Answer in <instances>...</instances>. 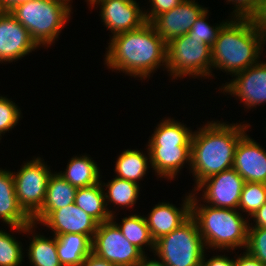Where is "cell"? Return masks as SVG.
Returning <instances> with one entry per match:
<instances>
[{
	"instance_id": "obj_1",
	"label": "cell",
	"mask_w": 266,
	"mask_h": 266,
	"mask_svg": "<svg viewBox=\"0 0 266 266\" xmlns=\"http://www.w3.org/2000/svg\"><path fill=\"white\" fill-rule=\"evenodd\" d=\"M110 39L104 60L107 68L146 80L157 68L167 67V43L148 22Z\"/></svg>"
},
{
	"instance_id": "obj_20",
	"label": "cell",
	"mask_w": 266,
	"mask_h": 266,
	"mask_svg": "<svg viewBox=\"0 0 266 266\" xmlns=\"http://www.w3.org/2000/svg\"><path fill=\"white\" fill-rule=\"evenodd\" d=\"M57 254L63 266H81L92 252V240L83 234L56 236Z\"/></svg>"
},
{
	"instance_id": "obj_25",
	"label": "cell",
	"mask_w": 266,
	"mask_h": 266,
	"mask_svg": "<svg viewBox=\"0 0 266 266\" xmlns=\"http://www.w3.org/2000/svg\"><path fill=\"white\" fill-rule=\"evenodd\" d=\"M114 217L111 216V220L118 226L122 234L131 244L139 248L144 254L146 253L144 248L147 246L152 249L151 251H154L155 241L151 236L145 216L132 214L124 217L121 225L114 221Z\"/></svg>"
},
{
	"instance_id": "obj_38",
	"label": "cell",
	"mask_w": 266,
	"mask_h": 266,
	"mask_svg": "<svg viewBox=\"0 0 266 266\" xmlns=\"http://www.w3.org/2000/svg\"><path fill=\"white\" fill-rule=\"evenodd\" d=\"M81 266H115L113 263L106 261L105 259L99 258L94 253H90Z\"/></svg>"
},
{
	"instance_id": "obj_34",
	"label": "cell",
	"mask_w": 266,
	"mask_h": 266,
	"mask_svg": "<svg viewBox=\"0 0 266 266\" xmlns=\"http://www.w3.org/2000/svg\"><path fill=\"white\" fill-rule=\"evenodd\" d=\"M151 3V11H144L145 19L150 23L158 15L170 11L179 5L183 0H149Z\"/></svg>"
},
{
	"instance_id": "obj_30",
	"label": "cell",
	"mask_w": 266,
	"mask_h": 266,
	"mask_svg": "<svg viewBox=\"0 0 266 266\" xmlns=\"http://www.w3.org/2000/svg\"><path fill=\"white\" fill-rule=\"evenodd\" d=\"M208 9L204 11L200 17L197 18L196 22L191 27V30L187 33L191 38H196L199 44H207L210 47L214 44L217 39L219 30L226 22H221L219 25L211 26L207 23ZM207 17V18H206Z\"/></svg>"
},
{
	"instance_id": "obj_33",
	"label": "cell",
	"mask_w": 266,
	"mask_h": 266,
	"mask_svg": "<svg viewBox=\"0 0 266 266\" xmlns=\"http://www.w3.org/2000/svg\"><path fill=\"white\" fill-rule=\"evenodd\" d=\"M226 2L234 4L235 9L231 18L234 16L236 19H249L256 12L260 0H226Z\"/></svg>"
},
{
	"instance_id": "obj_35",
	"label": "cell",
	"mask_w": 266,
	"mask_h": 266,
	"mask_svg": "<svg viewBox=\"0 0 266 266\" xmlns=\"http://www.w3.org/2000/svg\"><path fill=\"white\" fill-rule=\"evenodd\" d=\"M249 19L266 42V0H260L256 12Z\"/></svg>"
},
{
	"instance_id": "obj_13",
	"label": "cell",
	"mask_w": 266,
	"mask_h": 266,
	"mask_svg": "<svg viewBox=\"0 0 266 266\" xmlns=\"http://www.w3.org/2000/svg\"><path fill=\"white\" fill-rule=\"evenodd\" d=\"M233 76L235 78L221 86V92L238 97L247 109L266 103V62L258 61Z\"/></svg>"
},
{
	"instance_id": "obj_4",
	"label": "cell",
	"mask_w": 266,
	"mask_h": 266,
	"mask_svg": "<svg viewBox=\"0 0 266 266\" xmlns=\"http://www.w3.org/2000/svg\"><path fill=\"white\" fill-rule=\"evenodd\" d=\"M198 201L200 202L192 192L191 217L197 223L206 249H245L250 220H246L237 209L201 205Z\"/></svg>"
},
{
	"instance_id": "obj_23",
	"label": "cell",
	"mask_w": 266,
	"mask_h": 266,
	"mask_svg": "<svg viewBox=\"0 0 266 266\" xmlns=\"http://www.w3.org/2000/svg\"><path fill=\"white\" fill-rule=\"evenodd\" d=\"M100 168L87 155L74 156L67 164L66 170L58 172L65 180L76 188L89 187L99 183Z\"/></svg>"
},
{
	"instance_id": "obj_36",
	"label": "cell",
	"mask_w": 266,
	"mask_h": 266,
	"mask_svg": "<svg viewBox=\"0 0 266 266\" xmlns=\"http://www.w3.org/2000/svg\"><path fill=\"white\" fill-rule=\"evenodd\" d=\"M205 255L204 253L201 266H235V259H230L225 255L213 256L208 261H206Z\"/></svg>"
},
{
	"instance_id": "obj_8",
	"label": "cell",
	"mask_w": 266,
	"mask_h": 266,
	"mask_svg": "<svg viewBox=\"0 0 266 266\" xmlns=\"http://www.w3.org/2000/svg\"><path fill=\"white\" fill-rule=\"evenodd\" d=\"M165 70L176 80L190 75L209 78L212 75L211 47L199 44L196 38L188 34L176 37L167 43Z\"/></svg>"
},
{
	"instance_id": "obj_42",
	"label": "cell",
	"mask_w": 266,
	"mask_h": 266,
	"mask_svg": "<svg viewBox=\"0 0 266 266\" xmlns=\"http://www.w3.org/2000/svg\"><path fill=\"white\" fill-rule=\"evenodd\" d=\"M98 0H87V3L93 8L95 6V3L97 2Z\"/></svg>"
},
{
	"instance_id": "obj_27",
	"label": "cell",
	"mask_w": 266,
	"mask_h": 266,
	"mask_svg": "<svg viewBox=\"0 0 266 266\" xmlns=\"http://www.w3.org/2000/svg\"><path fill=\"white\" fill-rule=\"evenodd\" d=\"M30 246L28 249V258L33 266H63L60 263L57 246L56 236L51 239L43 235L32 234Z\"/></svg>"
},
{
	"instance_id": "obj_17",
	"label": "cell",
	"mask_w": 266,
	"mask_h": 266,
	"mask_svg": "<svg viewBox=\"0 0 266 266\" xmlns=\"http://www.w3.org/2000/svg\"><path fill=\"white\" fill-rule=\"evenodd\" d=\"M233 168L245 182L266 184V150L245 134L237 144Z\"/></svg>"
},
{
	"instance_id": "obj_2",
	"label": "cell",
	"mask_w": 266,
	"mask_h": 266,
	"mask_svg": "<svg viewBox=\"0 0 266 266\" xmlns=\"http://www.w3.org/2000/svg\"><path fill=\"white\" fill-rule=\"evenodd\" d=\"M250 124L207 122L194 131L191 140V164L196 186L206 178L233 168L235 150Z\"/></svg>"
},
{
	"instance_id": "obj_15",
	"label": "cell",
	"mask_w": 266,
	"mask_h": 266,
	"mask_svg": "<svg viewBox=\"0 0 266 266\" xmlns=\"http://www.w3.org/2000/svg\"><path fill=\"white\" fill-rule=\"evenodd\" d=\"M95 4L101 5V20L113 36L139 29L147 22L135 0H98Z\"/></svg>"
},
{
	"instance_id": "obj_3",
	"label": "cell",
	"mask_w": 266,
	"mask_h": 266,
	"mask_svg": "<svg viewBox=\"0 0 266 266\" xmlns=\"http://www.w3.org/2000/svg\"><path fill=\"white\" fill-rule=\"evenodd\" d=\"M265 43L250 19L231 18L211 47L212 68L232 76L242 72L258 62Z\"/></svg>"
},
{
	"instance_id": "obj_26",
	"label": "cell",
	"mask_w": 266,
	"mask_h": 266,
	"mask_svg": "<svg viewBox=\"0 0 266 266\" xmlns=\"http://www.w3.org/2000/svg\"><path fill=\"white\" fill-rule=\"evenodd\" d=\"M101 184L106 187L103 190L107 189L104 192L105 201H107L105 202L106 207L109 205L107 203L111 202L115 206H123L122 208H133L140 194L139 184L116 176L111 181H108V183L101 182Z\"/></svg>"
},
{
	"instance_id": "obj_11",
	"label": "cell",
	"mask_w": 266,
	"mask_h": 266,
	"mask_svg": "<svg viewBox=\"0 0 266 266\" xmlns=\"http://www.w3.org/2000/svg\"><path fill=\"white\" fill-rule=\"evenodd\" d=\"M244 179L234 169H228L203 180L194 191H202L201 199L218 208L237 209Z\"/></svg>"
},
{
	"instance_id": "obj_39",
	"label": "cell",
	"mask_w": 266,
	"mask_h": 266,
	"mask_svg": "<svg viewBox=\"0 0 266 266\" xmlns=\"http://www.w3.org/2000/svg\"><path fill=\"white\" fill-rule=\"evenodd\" d=\"M251 217V219H254L255 222V224H251V226L266 228V202Z\"/></svg>"
},
{
	"instance_id": "obj_18",
	"label": "cell",
	"mask_w": 266,
	"mask_h": 266,
	"mask_svg": "<svg viewBox=\"0 0 266 266\" xmlns=\"http://www.w3.org/2000/svg\"><path fill=\"white\" fill-rule=\"evenodd\" d=\"M0 219L11 229L19 233H33L35 224L32 223L31 217L19 205L13 174L0 168Z\"/></svg>"
},
{
	"instance_id": "obj_31",
	"label": "cell",
	"mask_w": 266,
	"mask_h": 266,
	"mask_svg": "<svg viewBox=\"0 0 266 266\" xmlns=\"http://www.w3.org/2000/svg\"><path fill=\"white\" fill-rule=\"evenodd\" d=\"M245 251L266 265V228H248V241Z\"/></svg>"
},
{
	"instance_id": "obj_24",
	"label": "cell",
	"mask_w": 266,
	"mask_h": 266,
	"mask_svg": "<svg viewBox=\"0 0 266 266\" xmlns=\"http://www.w3.org/2000/svg\"><path fill=\"white\" fill-rule=\"evenodd\" d=\"M147 153L143 154L138 149L136 150H125L123 151L116 160L115 172L116 177L133 181L139 184V180L145 177L148 165V157H150L149 150L147 148Z\"/></svg>"
},
{
	"instance_id": "obj_22",
	"label": "cell",
	"mask_w": 266,
	"mask_h": 266,
	"mask_svg": "<svg viewBox=\"0 0 266 266\" xmlns=\"http://www.w3.org/2000/svg\"><path fill=\"white\" fill-rule=\"evenodd\" d=\"M104 192L101 181L89 187L77 188L74 203L98 223L109 221L115 214L106 207Z\"/></svg>"
},
{
	"instance_id": "obj_40",
	"label": "cell",
	"mask_w": 266,
	"mask_h": 266,
	"mask_svg": "<svg viewBox=\"0 0 266 266\" xmlns=\"http://www.w3.org/2000/svg\"><path fill=\"white\" fill-rule=\"evenodd\" d=\"M29 1L31 0H0V12H9L16 5Z\"/></svg>"
},
{
	"instance_id": "obj_10",
	"label": "cell",
	"mask_w": 266,
	"mask_h": 266,
	"mask_svg": "<svg viewBox=\"0 0 266 266\" xmlns=\"http://www.w3.org/2000/svg\"><path fill=\"white\" fill-rule=\"evenodd\" d=\"M92 253L115 266H135L145 255L125 238L112 220L98 224Z\"/></svg>"
},
{
	"instance_id": "obj_6",
	"label": "cell",
	"mask_w": 266,
	"mask_h": 266,
	"mask_svg": "<svg viewBox=\"0 0 266 266\" xmlns=\"http://www.w3.org/2000/svg\"><path fill=\"white\" fill-rule=\"evenodd\" d=\"M70 0H31L16 5L9 13L40 46L52 45L71 13Z\"/></svg>"
},
{
	"instance_id": "obj_14",
	"label": "cell",
	"mask_w": 266,
	"mask_h": 266,
	"mask_svg": "<svg viewBox=\"0 0 266 266\" xmlns=\"http://www.w3.org/2000/svg\"><path fill=\"white\" fill-rule=\"evenodd\" d=\"M207 8L197 4L195 0H183L170 11L155 17L150 24L166 43L172 39L187 34L197 18Z\"/></svg>"
},
{
	"instance_id": "obj_12",
	"label": "cell",
	"mask_w": 266,
	"mask_h": 266,
	"mask_svg": "<svg viewBox=\"0 0 266 266\" xmlns=\"http://www.w3.org/2000/svg\"><path fill=\"white\" fill-rule=\"evenodd\" d=\"M37 222L49 227L53 236L76 233L87 235L91 240L99 224L75 203L55 211H44L33 224L37 225Z\"/></svg>"
},
{
	"instance_id": "obj_16",
	"label": "cell",
	"mask_w": 266,
	"mask_h": 266,
	"mask_svg": "<svg viewBox=\"0 0 266 266\" xmlns=\"http://www.w3.org/2000/svg\"><path fill=\"white\" fill-rule=\"evenodd\" d=\"M38 47L20 22L9 12H0V63L17 61Z\"/></svg>"
},
{
	"instance_id": "obj_9",
	"label": "cell",
	"mask_w": 266,
	"mask_h": 266,
	"mask_svg": "<svg viewBox=\"0 0 266 266\" xmlns=\"http://www.w3.org/2000/svg\"><path fill=\"white\" fill-rule=\"evenodd\" d=\"M44 163L37 157L24 163L18 172H12L19 205L30 217L42 207L52 174Z\"/></svg>"
},
{
	"instance_id": "obj_7",
	"label": "cell",
	"mask_w": 266,
	"mask_h": 266,
	"mask_svg": "<svg viewBox=\"0 0 266 266\" xmlns=\"http://www.w3.org/2000/svg\"><path fill=\"white\" fill-rule=\"evenodd\" d=\"M205 249L197 223L190 217L180 227L156 240L153 253L166 266H201Z\"/></svg>"
},
{
	"instance_id": "obj_37",
	"label": "cell",
	"mask_w": 266,
	"mask_h": 266,
	"mask_svg": "<svg viewBox=\"0 0 266 266\" xmlns=\"http://www.w3.org/2000/svg\"><path fill=\"white\" fill-rule=\"evenodd\" d=\"M235 266H266L265 264L261 263L255 257L250 255L247 251L243 253L242 256H237L235 259Z\"/></svg>"
},
{
	"instance_id": "obj_19",
	"label": "cell",
	"mask_w": 266,
	"mask_h": 266,
	"mask_svg": "<svg viewBox=\"0 0 266 266\" xmlns=\"http://www.w3.org/2000/svg\"><path fill=\"white\" fill-rule=\"evenodd\" d=\"M191 197L192 192L185 196L179 209L166 202L158 203L152 208L145 219L154 241L168 235L191 217Z\"/></svg>"
},
{
	"instance_id": "obj_32",
	"label": "cell",
	"mask_w": 266,
	"mask_h": 266,
	"mask_svg": "<svg viewBox=\"0 0 266 266\" xmlns=\"http://www.w3.org/2000/svg\"><path fill=\"white\" fill-rule=\"evenodd\" d=\"M19 118H21V110L15 102L6 98H0V140L2 133L12 130L17 125Z\"/></svg>"
},
{
	"instance_id": "obj_28",
	"label": "cell",
	"mask_w": 266,
	"mask_h": 266,
	"mask_svg": "<svg viewBox=\"0 0 266 266\" xmlns=\"http://www.w3.org/2000/svg\"><path fill=\"white\" fill-rule=\"evenodd\" d=\"M266 202V184L245 182L242 188L238 210L248 213V217L260 209Z\"/></svg>"
},
{
	"instance_id": "obj_5",
	"label": "cell",
	"mask_w": 266,
	"mask_h": 266,
	"mask_svg": "<svg viewBox=\"0 0 266 266\" xmlns=\"http://www.w3.org/2000/svg\"><path fill=\"white\" fill-rule=\"evenodd\" d=\"M148 141L150 165L159 177L172 180L185 162L191 164L193 132L179 121L165 118Z\"/></svg>"
},
{
	"instance_id": "obj_41",
	"label": "cell",
	"mask_w": 266,
	"mask_h": 266,
	"mask_svg": "<svg viewBox=\"0 0 266 266\" xmlns=\"http://www.w3.org/2000/svg\"><path fill=\"white\" fill-rule=\"evenodd\" d=\"M147 255H144L142 259L135 266H166L162 261L147 259Z\"/></svg>"
},
{
	"instance_id": "obj_21",
	"label": "cell",
	"mask_w": 266,
	"mask_h": 266,
	"mask_svg": "<svg viewBox=\"0 0 266 266\" xmlns=\"http://www.w3.org/2000/svg\"><path fill=\"white\" fill-rule=\"evenodd\" d=\"M77 188L55 172L48 179L42 207L31 217L32 223L44 212L55 211L74 203Z\"/></svg>"
},
{
	"instance_id": "obj_29",
	"label": "cell",
	"mask_w": 266,
	"mask_h": 266,
	"mask_svg": "<svg viewBox=\"0 0 266 266\" xmlns=\"http://www.w3.org/2000/svg\"><path fill=\"white\" fill-rule=\"evenodd\" d=\"M12 236L0 230V266H20L24 262L22 244Z\"/></svg>"
}]
</instances>
